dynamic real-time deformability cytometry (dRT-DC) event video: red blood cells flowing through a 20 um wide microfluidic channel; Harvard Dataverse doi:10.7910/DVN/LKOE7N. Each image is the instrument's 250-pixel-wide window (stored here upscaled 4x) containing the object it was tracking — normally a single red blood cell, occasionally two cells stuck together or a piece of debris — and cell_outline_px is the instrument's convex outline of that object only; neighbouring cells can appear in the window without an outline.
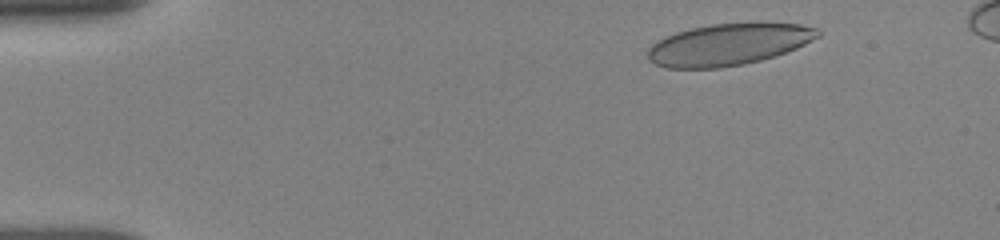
{"species": "human", "species_latin": "Homo sapiens", "temperature_condition": "room temperature", "stored_images_in_passage": 68, "camera_frame_rate_fps": 3000, "um_per_image_px": 0.085, "donor": {"sex": "female"}, "frame": {"image": 1, "passage_image": 8, "time_ms": 1.0, "image_size_px": [1000, 240], "cell_outline_px": [[820, 36], [796, 48], [760, 60], [744, 64], [720, 68], [668, 68], [656, 64], [648, 60], [648, 48], [652, 44], [664, 36], [676, 32], [692, 28], [712, 24], [800, 24], [816, 28], [820, 32]], "centroid_in_image_um": [61.87, 3.8], "position_along_channel_um": 23.1, "area_um2": 40.69}}
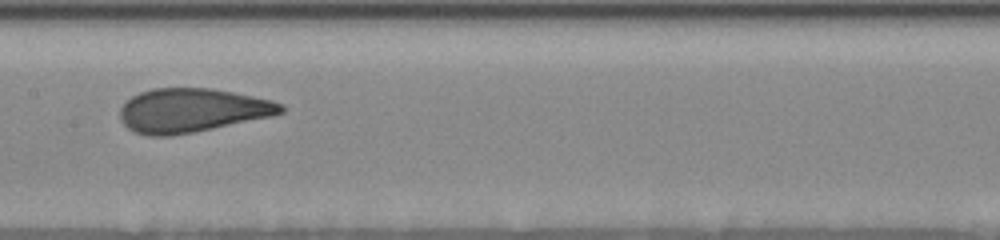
{"frame": {"image": 2, "passage_image": 47, "time_ms": 7.667, "image_size_px": [1000, 240], "cell_outline_px": [[284, 112], [272, 116], [172, 136], [148, 136], [132, 132], [120, 120], [120, 108], [132, 96], [140, 92], [152, 88], [212, 88], [272, 100], [284, 104]], "centroid_in_image_um": [16.29, 9.38], "position_along_channel_um": 191.1, "area_um2": 41.1}}
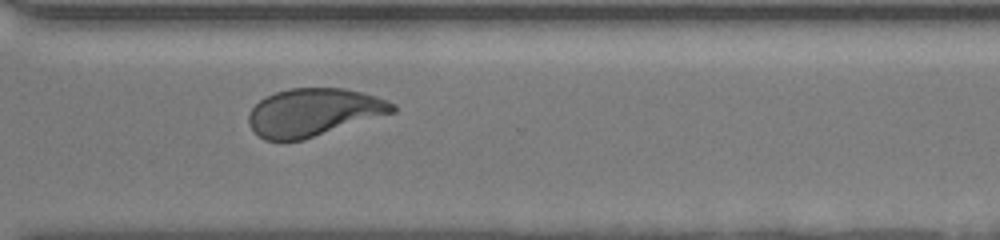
{"frame": {"image": 3, "passage_image": 67, "time_ms": 11.667, "image_size_px": [1000, 240], "cell_outline_px": [[396, 112], [304, 140], [264, 140], [248, 124], [248, 116], [252, 108], [260, 100], [276, 92], [288, 88], [344, 88], [376, 96], [388, 100], [396, 104]], "centroid_in_image_um": [26.69, 9.54], "position_along_channel_um": 343.9, "area_um2": 40.06}}